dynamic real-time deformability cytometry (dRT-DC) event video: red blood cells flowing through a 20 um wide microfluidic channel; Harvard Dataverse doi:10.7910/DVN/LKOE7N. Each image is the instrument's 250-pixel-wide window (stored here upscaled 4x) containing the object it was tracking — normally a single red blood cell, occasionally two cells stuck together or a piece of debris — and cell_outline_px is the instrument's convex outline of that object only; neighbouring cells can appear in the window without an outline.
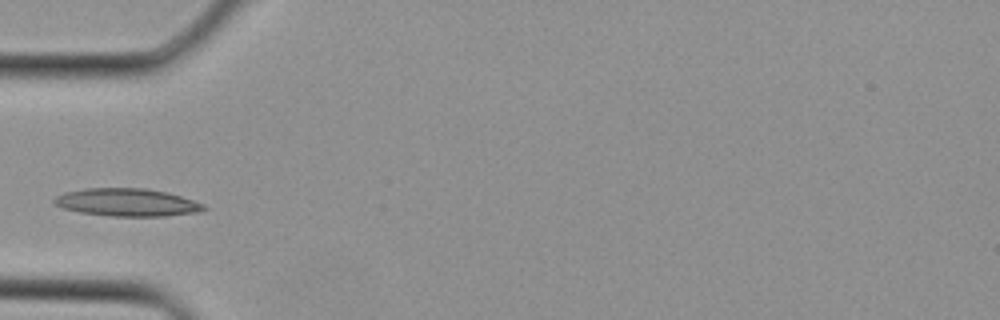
{"species": "Egyptian fruit bat (a non-hibernating species)", "species_latin": "Rousettus aegyptiacus", "temperature_condition": "cold", "stored_images_in_passage": 1, "camera_frame_rate_fps": 3000, "um_per_image_px": 0.085, "animal": {"sex": "female"}, "frame": {"image": 1, "passage_image": 1, "time_ms": 0.0, "image_size_px": [1000, 320], "cell_outline_px": [[208, 208], [200, 212], [164, 216], [108, 216], [80, 212], [64, 208], [56, 204], [52, 200], [56, 196], [64, 192], [84, 188], [144, 188], [168, 192], [204, 204]], "centroid_in_image_um": [10.81, 17.2], "position_along_channel_um": 74.2, "area_um2": 24.22}}